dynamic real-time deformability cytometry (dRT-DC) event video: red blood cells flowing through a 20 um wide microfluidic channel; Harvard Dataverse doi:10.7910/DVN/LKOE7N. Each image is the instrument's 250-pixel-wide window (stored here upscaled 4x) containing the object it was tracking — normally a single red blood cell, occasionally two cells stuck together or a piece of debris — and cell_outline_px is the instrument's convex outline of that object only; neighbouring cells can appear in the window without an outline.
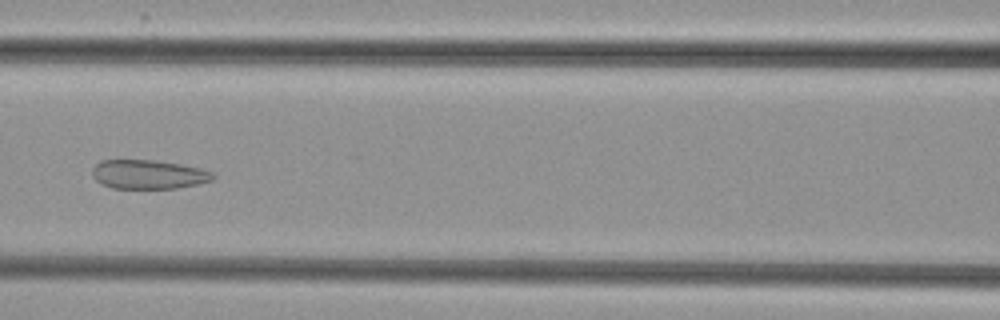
{"species": "common noctule bat (a hibernating species)", "species_latin": "Nyctalus noctula", "temperature_condition": "cold", "stored_images_in_passage": 54, "camera_frame_rate_fps": 3000, "um_per_image_px": 0.085, "animal": {"sex": "female", "body_mass_g": 29.2, "forearm_length_mm": 56.3}, "frame": {"image": 1, "passage_image": 24, "time_ms": 7.667, "image_size_px": [1000, 320], "cell_outline_px": [[216, 176], [212, 180], [200, 184], [176, 188], [112, 188], [100, 184], [92, 176], [92, 168], [100, 160], [156, 160], [180, 164], [200, 168], [212, 172]], "centroid_in_image_um": [12.61, 14.82], "position_along_channel_um": 154.0, "area_um2": 20.58}}
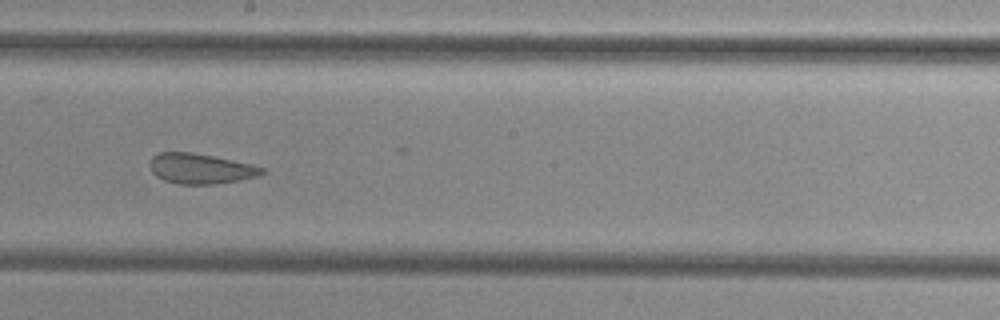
{"frame": {"image": 2, "passage_image": 30, "time_ms": 9.667, "image_size_px": [1000, 320], "cell_outline_px": [[264, 172], [260, 176], [240, 180], [216, 184], [180, 184], [164, 180], [156, 176], [152, 172], [148, 164], [152, 156], [160, 152], [192, 152], [252, 164], [264, 168]], "centroid_in_image_um": [17.03, 14.33], "position_along_channel_um": 231.2, "area_um2": 19.83}}
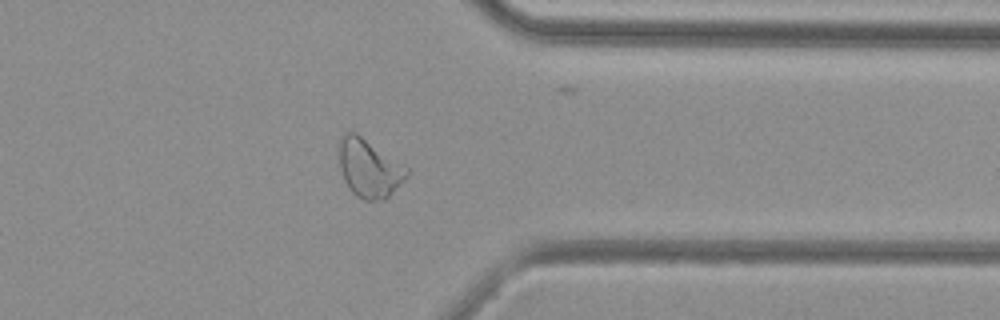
{"frame": {"image": 3, "passage_image": 42, "time_ms": 13.667, "image_size_px": [1000, 320], "cell_outline_px": [[408, 176], [384, 200], [364, 200], [356, 196], [348, 188], [344, 180], [340, 168], [336, 144], [344, 132], [356, 132], [408, 168]], "centroid_in_image_um": [31.31, 14.28], "position_along_channel_um": 380.1, "area_um2": 23.12}}